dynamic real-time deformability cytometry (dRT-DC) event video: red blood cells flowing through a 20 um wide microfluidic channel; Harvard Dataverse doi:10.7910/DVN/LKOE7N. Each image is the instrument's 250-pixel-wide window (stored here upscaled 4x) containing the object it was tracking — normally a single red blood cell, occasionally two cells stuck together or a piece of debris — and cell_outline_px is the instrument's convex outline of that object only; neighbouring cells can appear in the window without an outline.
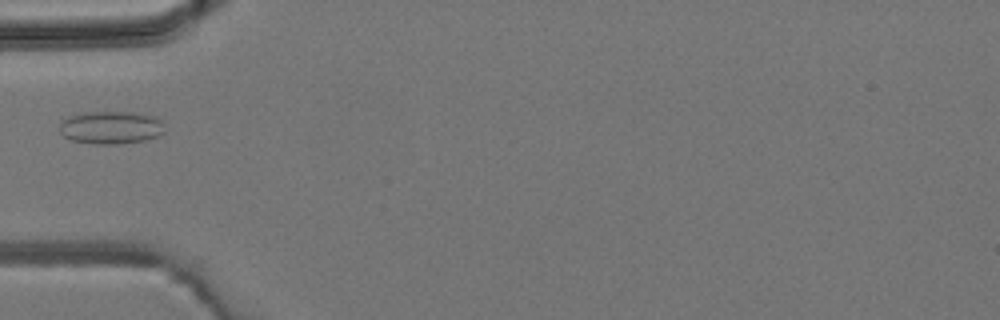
{"species": "common noctule bat (a hibernating species)", "species_latin": "Nyctalus noctula", "temperature_condition": "room temperature", "stored_images_in_passage": 6, "camera_frame_rate_fps": 3000, "um_per_image_px": 0.085, "animal": {"sex": "male", "body_mass_g": 19.2, "forearm_length_mm": 51.8}, "frame": {"image": 1, "passage_image": 5, "time_ms": 4.667, "image_size_px": [1000, 320], "cell_outline_px": [[164, 132], [156, 136], [144, 140], [116, 144], [92, 144], [72, 140], [64, 136], [60, 132], [60, 124], [68, 116], [84, 112], [132, 112], [156, 116], [164, 120]], "centroid_in_image_um": [9.45, 10.83], "position_along_channel_um": 75.5, "area_um2": 20.23}}